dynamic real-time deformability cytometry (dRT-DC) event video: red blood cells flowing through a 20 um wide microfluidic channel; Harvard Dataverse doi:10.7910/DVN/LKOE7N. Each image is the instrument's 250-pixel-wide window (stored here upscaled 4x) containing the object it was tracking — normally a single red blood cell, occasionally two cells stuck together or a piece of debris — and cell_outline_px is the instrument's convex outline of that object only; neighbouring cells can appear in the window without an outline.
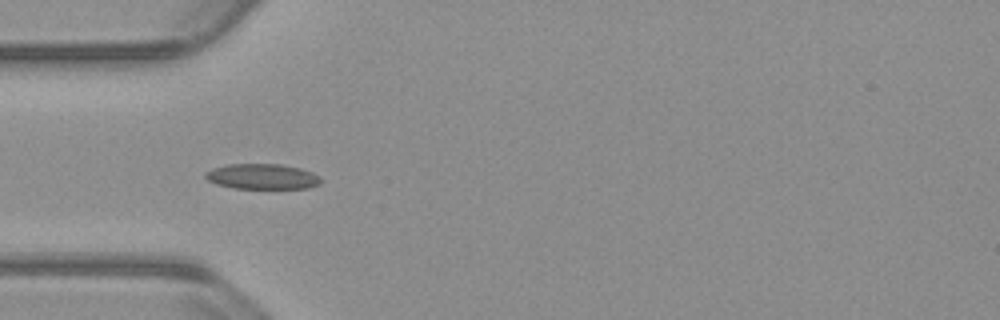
{"species": "common noctule bat (a hibernating species)", "species_latin": "Nyctalus noctula", "temperature_condition": "warm", "stored_images_in_passage": 9, "camera_frame_rate_fps": 3000, "um_per_image_px": 0.085, "animal": {"sex": "male", "body_mass_g": 23.1, "forearm_length_mm": 52.7}, "frame": {"image": 1, "passage_image": 6, "time_ms": 1.667, "image_size_px": [1000, 320], "cell_outline_px": [[324, 180], [320, 184], [308, 188], [232, 188], [216, 184], [208, 180], [204, 176], [204, 172], [212, 168], [224, 164], [284, 164], [300, 168], [312, 172], [320, 176]], "centroid_in_image_um": [22.3, 14.99], "position_along_channel_um": 62.7, "area_um2": 17.34}}